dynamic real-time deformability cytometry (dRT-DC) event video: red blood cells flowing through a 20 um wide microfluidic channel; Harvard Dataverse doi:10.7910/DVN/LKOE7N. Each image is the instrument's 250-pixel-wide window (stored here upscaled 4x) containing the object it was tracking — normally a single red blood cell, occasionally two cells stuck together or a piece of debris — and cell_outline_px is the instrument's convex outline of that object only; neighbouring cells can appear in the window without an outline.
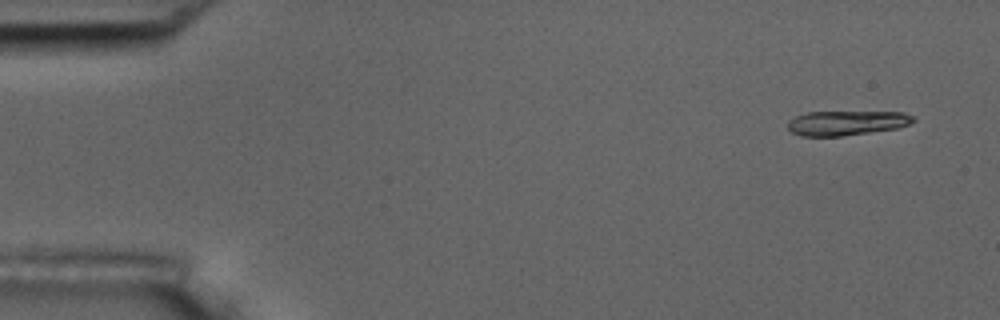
{"species": "common noctule bat (a hibernating species)", "species_latin": "Nyctalus noctula", "temperature_condition": "room temperature", "stored_images_in_passage": 4, "camera_frame_rate_fps": 3000, "um_per_image_px": 0.085, "animal": {"sex": "male", "body_mass_g": 17.5, "forearm_length_mm": 52.3}, "frame": {"image": 1, "passage_image": 1, "time_ms": 0.0, "image_size_px": [1000, 320], "cell_outline_px": [[916, 120], [908, 124], [896, 128], [840, 136], [800, 136], [792, 132], [788, 128], [788, 120], [796, 116], [808, 112], [904, 112], [916, 116]], "centroid_in_image_um": [71.96, 10.44], "position_along_channel_um": 13.0, "area_um2": 17.92}}